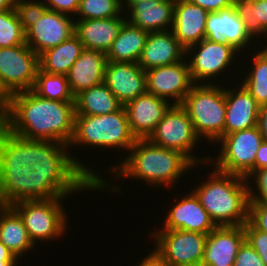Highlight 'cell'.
<instances>
[{"mask_svg": "<svg viewBox=\"0 0 267 266\" xmlns=\"http://www.w3.org/2000/svg\"><path fill=\"white\" fill-rule=\"evenodd\" d=\"M1 124L24 139L69 145L74 135L75 104L43 98L33 90L14 93Z\"/></svg>", "mask_w": 267, "mask_h": 266, "instance_id": "obj_1", "label": "cell"}, {"mask_svg": "<svg viewBox=\"0 0 267 266\" xmlns=\"http://www.w3.org/2000/svg\"><path fill=\"white\" fill-rule=\"evenodd\" d=\"M68 147L58 141L33 140L32 169L40 176H48V179L67 197L73 192H82L83 189L103 191L106 188L107 190V186L118 193L120 187L106 183V179L93 171L95 169L91 170L71 156Z\"/></svg>", "mask_w": 267, "mask_h": 266, "instance_id": "obj_2", "label": "cell"}, {"mask_svg": "<svg viewBox=\"0 0 267 266\" xmlns=\"http://www.w3.org/2000/svg\"><path fill=\"white\" fill-rule=\"evenodd\" d=\"M109 170L118 177L141 179L149 186H174L178 179L195 165L182 152L136 139L124 161ZM167 185V186H166Z\"/></svg>", "mask_w": 267, "mask_h": 266, "instance_id": "obj_3", "label": "cell"}, {"mask_svg": "<svg viewBox=\"0 0 267 266\" xmlns=\"http://www.w3.org/2000/svg\"><path fill=\"white\" fill-rule=\"evenodd\" d=\"M213 171L207 182L202 181L192 192L216 227L243 226L248 221L250 180L217 169Z\"/></svg>", "mask_w": 267, "mask_h": 266, "instance_id": "obj_4", "label": "cell"}, {"mask_svg": "<svg viewBox=\"0 0 267 266\" xmlns=\"http://www.w3.org/2000/svg\"><path fill=\"white\" fill-rule=\"evenodd\" d=\"M181 106L187 112L196 135L216 143L224 136L225 88L218 84H194ZM216 141V142H215Z\"/></svg>", "mask_w": 267, "mask_h": 266, "instance_id": "obj_5", "label": "cell"}, {"mask_svg": "<svg viewBox=\"0 0 267 266\" xmlns=\"http://www.w3.org/2000/svg\"><path fill=\"white\" fill-rule=\"evenodd\" d=\"M135 141L123 106L104 115H75L74 135L68 146L118 147L129 151Z\"/></svg>", "mask_w": 267, "mask_h": 266, "instance_id": "obj_6", "label": "cell"}, {"mask_svg": "<svg viewBox=\"0 0 267 266\" xmlns=\"http://www.w3.org/2000/svg\"><path fill=\"white\" fill-rule=\"evenodd\" d=\"M66 197L25 200L11 207L22 218L33 244L62 237L67 229V214L61 201Z\"/></svg>", "mask_w": 267, "mask_h": 266, "instance_id": "obj_7", "label": "cell"}, {"mask_svg": "<svg viewBox=\"0 0 267 266\" xmlns=\"http://www.w3.org/2000/svg\"><path fill=\"white\" fill-rule=\"evenodd\" d=\"M66 197L49 179L31 166L0 167V205L25 200Z\"/></svg>", "mask_w": 267, "mask_h": 266, "instance_id": "obj_8", "label": "cell"}, {"mask_svg": "<svg viewBox=\"0 0 267 266\" xmlns=\"http://www.w3.org/2000/svg\"><path fill=\"white\" fill-rule=\"evenodd\" d=\"M264 139L257 126L222 136L215 169L247 179L255 171L256 153ZM214 164V165H213Z\"/></svg>", "mask_w": 267, "mask_h": 266, "instance_id": "obj_9", "label": "cell"}, {"mask_svg": "<svg viewBox=\"0 0 267 266\" xmlns=\"http://www.w3.org/2000/svg\"><path fill=\"white\" fill-rule=\"evenodd\" d=\"M147 139L158 146L182 152L195 165H202V162L206 166V163L213 162L211 157L198 159V156L195 158L194 153L192 154L200 138L181 105H171Z\"/></svg>", "mask_w": 267, "mask_h": 266, "instance_id": "obj_10", "label": "cell"}, {"mask_svg": "<svg viewBox=\"0 0 267 266\" xmlns=\"http://www.w3.org/2000/svg\"><path fill=\"white\" fill-rule=\"evenodd\" d=\"M153 233L156 247L152 251L165 266H201L207 234L158 229Z\"/></svg>", "mask_w": 267, "mask_h": 266, "instance_id": "obj_11", "label": "cell"}, {"mask_svg": "<svg viewBox=\"0 0 267 266\" xmlns=\"http://www.w3.org/2000/svg\"><path fill=\"white\" fill-rule=\"evenodd\" d=\"M39 56L26 43L0 48V83L9 95L32 90Z\"/></svg>", "mask_w": 267, "mask_h": 266, "instance_id": "obj_12", "label": "cell"}, {"mask_svg": "<svg viewBox=\"0 0 267 266\" xmlns=\"http://www.w3.org/2000/svg\"><path fill=\"white\" fill-rule=\"evenodd\" d=\"M191 52L193 53L191 54ZM236 52L239 51L230 44L211 42L207 39L188 47L186 56H190L189 53L193 56L189 57L190 60L187 58V61L189 62L190 75L194 84H200L203 81V84H211L208 81L209 79L212 80L211 78L216 77V75L218 77L219 73L223 74L227 68L233 65V60H236L234 57L238 58L235 56Z\"/></svg>", "mask_w": 267, "mask_h": 266, "instance_id": "obj_13", "label": "cell"}, {"mask_svg": "<svg viewBox=\"0 0 267 266\" xmlns=\"http://www.w3.org/2000/svg\"><path fill=\"white\" fill-rule=\"evenodd\" d=\"M185 60L145 71L146 91L169 102V98L174 99L172 105H181L194 85Z\"/></svg>", "mask_w": 267, "mask_h": 266, "instance_id": "obj_14", "label": "cell"}, {"mask_svg": "<svg viewBox=\"0 0 267 266\" xmlns=\"http://www.w3.org/2000/svg\"><path fill=\"white\" fill-rule=\"evenodd\" d=\"M75 19L47 9L44 15L25 31L27 46L38 56L45 50L66 41L74 34Z\"/></svg>", "mask_w": 267, "mask_h": 266, "instance_id": "obj_15", "label": "cell"}, {"mask_svg": "<svg viewBox=\"0 0 267 266\" xmlns=\"http://www.w3.org/2000/svg\"><path fill=\"white\" fill-rule=\"evenodd\" d=\"M104 84L125 105L146 92V74L138 63L107 61Z\"/></svg>", "mask_w": 267, "mask_h": 266, "instance_id": "obj_16", "label": "cell"}, {"mask_svg": "<svg viewBox=\"0 0 267 266\" xmlns=\"http://www.w3.org/2000/svg\"><path fill=\"white\" fill-rule=\"evenodd\" d=\"M170 103L146 91L124 105L130 130L136 139L150 136L172 105Z\"/></svg>", "mask_w": 267, "mask_h": 266, "instance_id": "obj_17", "label": "cell"}, {"mask_svg": "<svg viewBox=\"0 0 267 266\" xmlns=\"http://www.w3.org/2000/svg\"><path fill=\"white\" fill-rule=\"evenodd\" d=\"M245 241L243 226L216 227L207 234L202 266H232Z\"/></svg>", "mask_w": 267, "mask_h": 266, "instance_id": "obj_18", "label": "cell"}, {"mask_svg": "<svg viewBox=\"0 0 267 266\" xmlns=\"http://www.w3.org/2000/svg\"><path fill=\"white\" fill-rule=\"evenodd\" d=\"M205 39L211 42H225L241 52L246 49L252 38L248 35L244 23L235 7L231 6L217 12H209L206 19Z\"/></svg>", "mask_w": 267, "mask_h": 266, "instance_id": "obj_19", "label": "cell"}, {"mask_svg": "<svg viewBox=\"0 0 267 266\" xmlns=\"http://www.w3.org/2000/svg\"><path fill=\"white\" fill-rule=\"evenodd\" d=\"M164 223L161 230H185L209 234L216 228L192 191L178 200L171 210H168Z\"/></svg>", "mask_w": 267, "mask_h": 266, "instance_id": "obj_20", "label": "cell"}, {"mask_svg": "<svg viewBox=\"0 0 267 266\" xmlns=\"http://www.w3.org/2000/svg\"><path fill=\"white\" fill-rule=\"evenodd\" d=\"M186 49L170 30L149 32L138 65L144 70L183 61Z\"/></svg>", "mask_w": 267, "mask_h": 266, "instance_id": "obj_21", "label": "cell"}, {"mask_svg": "<svg viewBox=\"0 0 267 266\" xmlns=\"http://www.w3.org/2000/svg\"><path fill=\"white\" fill-rule=\"evenodd\" d=\"M234 89L225 88L224 136L257 126L260 112V105L242 83Z\"/></svg>", "mask_w": 267, "mask_h": 266, "instance_id": "obj_22", "label": "cell"}, {"mask_svg": "<svg viewBox=\"0 0 267 266\" xmlns=\"http://www.w3.org/2000/svg\"><path fill=\"white\" fill-rule=\"evenodd\" d=\"M208 13L188 0H175L171 31L185 49L205 39Z\"/></svg>", "mask_w": 267, "mask_h": 266, "instance_id": "obj_23", "label": "cell"}, {"mask_svg": "<svg viewBox=\"0 0 267 266\" xmlns=\"http://www.w3.org/2000/svg\"><path fill=\"white\" fill-rule=\"evenodd\" d=\"M106 64L104 52L83 49L66 75L71 94L75 97L84 90L104 83Z\"/></svg>", "mask_w": 267, "mask_h": 266, "instance_id": "obj_24", "label": "cell"}, {"mask_svg": "<svg viewBox=\"0 0 267 266\" xmlns=\"http://www.w3.org/2000/svg\"><path fill=\"white\" fill-rule=\"evenodd\" d=\"M124 16L104 19L75 20L74 33L84 49L107 52L126 21Z\"/></svg>", "mask_w": 267, "mask_h": 266, "instance_id": "obj_25", "label": "cell"}, {"mask_svg": "<svg viewBox=\"0 0 267 266\" xmlns=\"http://www.w3.org/2000/svg\"><path fill=\"white\" fill-rule=\"evenodd\" d=\"M175 0L142 1L134 3L126 20L147 32L170 30L174 18ZM169 27V28H168Z\"/></svg>", "mask_w": 267, "mask_h": 266, "instance_id": "obj_26", "label": "cell"}, {"mask_svg": "<svg viewBox=\"0 0 267 266\" xmlns=\"http://www.w3.org/2000/svg\"><path fill=\"white\" fill-rule=\"evenodd\" d=\"M0 241L18 260L36 246L30 240L22 218L11 206L0 205Z\"/></svg>", "mask_w": 267, "mask_h": 266, "instance_id": "obj_27", "label": "cell"}, {"mask_svg": "<svg viewBox=\"0 0 267 266\" xmlns=\"http://www.w3.org/2000/svg\"><path fill=\"white\" fill-rule=\"evenodd\" d=\"M148 34L126 20L106 54L107 61L138 63Z\"/></svg>", "mask_w": 267, "mask_h": 266, "instance_id": "obj_28", "label": "cell"}, {"mask_svg": "<svg viewBox=\"0 0 267 266\" xmlns=\"http://www.w3.org/2000/svg\"><path fill=\"white\" fill-rule=\"evenodd\" d=\"M83 49L82 43L74 33L66 41L39 55V69L50 74L66 76Z\"/></svg>", "mask_w": 267, "mask_h": 266, "instance_id": "obj_29", "label": "cell"}, {"mask_svg": "<svg viewBox=\"0 0 267 266\" xmlns=\"http://www.w3.org/2000/svg\"><path fill=\"white\" fill-rule=\"evenodd\" d=\"M74 104L75 115H104L124 106L104 83L80 92Z\"/></svg>", "mask_w": 267, "mask_h": 266, "instance_id": "obj_30", "label": "cell"}, {"mask_svg": "<svg viewBox=\"0 0 267 266\" xmlns=\"http://www.w3.org/2000/svg\"><path fill=\"white\" fill-rule=\"evenodd\" d=\"M33 140L10 133L0 123V167H32Z\"/></svg>", "mask_w": 267, "mask_h": 266, "instance_id": "obj_31", "label": "cell"}, {"mask_svg": "<svg viewBox=\"0 0 267 266\" xmlns=\"http://www.w3.org/2000/svg\"><path fill=\"white\" fill-rule=\"evenodd\" d=\"M233 6L252 39L254 36H266L267 0H233Z\"/></svg>", "mask_w": 267, "mask_h": 266, "instance_id": "obj_32", "label": "cell"}, {"mask_svg": "<svg viewBox=\"0 0 267 266\" xmlns=\"http://www.w3.org/2000/svg\"><path fill=\"white\" fill-rule=\"evenodd\" d=\"M38 96L61 102H74V96L69 89L65 75L50 74L38 69L32 89Z\"/></svg>", "mask_w": 267, "mask_h": 266, "instance_id": "obj_33", "label": "cell"}, {"mask_svg": "<svg viewBox=\"0 0 267 266\" xmlns=\"http://www.w3.org/2000/svg\"><path fill=\"white\" fill-rule=\"evenodd\" d=\"M252 58V70L244 77L242 84L262 106L267 104V53L261 48Z\"/></svg>", "mask_w": 267, "mask_h": 266, "instance_id": "obj_34", "label": "cell"}, {"mask_svg": "<svg viewBox=\"0 0 267 266\" xmlns=\"http://www.w3.org/2000/svg\"><path fill=\"white\" fill-rule=\"evenodd\" d=\"M122 0H80L77 20L104 19L122 16Z\"/></svg>", "mask_w": 267, "mask_h": 266, "instance_id": "obj_35", "label": "cell"}, {"mask_svg": "<svg viewBox=\"0 0 267 266\" xmlns=\"http://www.w3.org/2000/svg\"><path fill=\"white\" fill-rule=\"evenodd\" d=\"M26 43L25 31L15 8L0 12V48Z\"/></svg>", "mask_w": 267, "mask_h": 266, "instance_id": "obj_36", "label": "cell"}, {"mask_svg": "<svg viewBox=\"0 0 267 266\" xmlns=\"http://www.w3.org/2000/svg\"><path fill=\"white\" fill-rule=\"evenodd\" d=\"M14 8L24 31L36 23L48 9L41 0H16Z\"/></svg>", "mask_w": 267, "mask_h": 266, "instance_id": "obj_37", "label": "cell"}, {"mask_svg": "<svg viewBox=\"0 0 267 266\" xmlns=\"http://www.w3.org/2000/svg\"><path fill=\"white\" fill-rule=\"evenodd\" d=\"M245 240L257 252L259 257L267 266V233L255 229L248 221L243 225Z\"/></svg>", "mask_w": 267, "mask_h": 266, "instance_id": "obj_38", "label": "cell"}, {"mask_svg": "<svg viewBox=\"0 0 267 266\" xmlns=\"http://www.w3.org/2000/svg\"><path fill=\"white\" fill-rule=\"evenodd\" d=\"M253 178V182L255 181L256 189L251 184L249 185V202H258L267 204V168H262L259 170H255L247 180H251ZM255 178V180H254ZM254 188V191H253ZM258 192V193H257Z\"/></svg>", "mask_w": 267, "mask_h": 266, "instance_id": "obj_39", "label": "cell"}, {"mask_svg": "<svg viewBox=\"0 0 267 266\" xmlns=\"http://www.w3.org/2000/svg\"><path fill=\"white\" fill-rule=\"evenodd\" d=\"M248 222L255 229L267 233V204L249 202Z\"/></svg>", "mask_w": 267, "mask_h": 266, "instance_id": "obj_40", "label": "cell"}, {"mask_svg": "<svg viewBox=\"0 0 267 266\" xmlns=\"http://www.w3.org/2000/svg\"><path fill=\"white\" fill-rule=\"evenodd\" d=\"M232 266H265L262 259L252 246L245 240L239 247L235 262Z\"/></svg>", "mask_w": 267, "mask_h": 266, "instance_id": "obj_41", "label": "cell"}, {"mask_svg": "<svg viewBox=\"0 0 267 266\" xmlns=\"http://www.w3.org/2000/svg\"><path fill=\"white\" fill-rule=\"evenodd\" d=\"M50 10L67 15H77L80 0H42ZM69 13V14H68Z\"/></svg>", "mask_w": 267, "mask_h": 266, "instance_id": "obj_42", "label": "cell"}, {"mask_svg": "<svg viewBox=\"0 0 267 266\" xmlns=\"http://www.w3.org/2000/svg\"><path fill=\"white\" fill-rule=\"evenodd\" d=\"M208 12H217L233 6V0H188Z\"/></svg>", "mask_w": 267, "mask_h": 266, "instance_id": "obj_43", "label": "cell"}, {"mask_svg": "<svg viewBox=\"0 0 267 266\" xmlns=\"http://www.w3.org/2000/svg\"><path fill=\"white\" fill-rule=\"evenodd\" d=\"M267 168V141L263 140L255 157V170Z\"/></svg>", "mask_w": 267, "mask_h": 266, "instance_id": "obj_44", "label": "cell"}, {"mask_svg": "<svg viewBox=\"0 0 267 266\" xmlns=\"http://www.w3.org/2000/svg\"><path fill=\"white\" fill-rule=\"evenodd\" d=\"M10 106V95L0 83V123L6 118Z\"/></svg>", "mask_w": 267, "mask_h": 266, "instance_id": "obj_45", "label": "cell"}, {"mask_svg": "<svg viewBox=\"0 0 267 266\" xmlns=\"http://www.w3.org/2000/svg\"><path fill=\"white\" fill-rule=\"evenodd\" d=\"M257 127L262 138L267 141V104L260 106Z\"/></svg>", "mask_w": 267, "mask_h": 266, "instance_id": "obj_46", "label": "cell"}, {"mask_svg": "<svg viewBox=\"0 0 267 266\" xmlns=\"http://www.w3.org/2000/svg\"><path fill=\"white\" fill-rule=\"evenodd\" d=\"M138 266H165L160 258L152 251L146 258H143Z\"/></svg>", "mask_w": 267, "mask_h": 266, "instance_id": "obj_47", "label": "cell"}, {"mask_svg": "<svg viewBox=\"0 0 267 266\" xmlns=\"http://www.w3.org/2000/svg\"><path fill=\"white\" fill-rule=\"evenodd\" d=\"M0 260H18L14 254L0 241Z\"/></svg>", "mask_w": 267, "mask_h": 266, "instance_id": "obj_48", "label": "cell"}, {"mask_svg": "<svg viewBox=\"0 0 267 266\" xmlns=\"http://www.w3.org/2000/svg\"><path fill=\"white\" fill-rule=\"evenodd\" d=\"M16 0H0V12L13 9Z\"/></svg>", "mask_w": 267, "mask_h": 266, "instance_id": "obj_49", "label": "cell"}, {"mask_svg": "<svg viewBox=\"0 0 267 266\" xmlns=\"http://www.w3.org/2000/svg\"><path fill=\"white\" fill-rule=\"evenodd\" d=\"M142 1H150V0H122V8H124V6L127 5L126 8L129 9L134 3L142 2ZM155 1H162V0H155Z\"/></svg>", "mask_w": 267, "mask_h": 266, "instance_id": "obj_50", "label": "cell"}, {"mask_svg": "<svg viewBox=\"0 0 267 266\" xmlns=\"http://www.w3.org/2000/svg\"><path fill=\"white\" fill-rule=\"evenodd\" d=\"M19 260H0V266H17Z\"/></svg>", "mask_w": 267, "mask_h": 266, "instance_id": "obj_51", "label": "cell"}, {"mask_svg": "<svg viewBox=\"0 0 267 266\" xmlns=\"http://www.w3.org/2000/svg\"><path fill=\"white\" fill-rule=\"evenodd\" d=\"M266 37H267V34H266ZM263 51H264L265 53H267V46L263 49Z\"/></svg>", "mask_w": 267, "mask_h": 266, "instance_id": "obj_52", "label": "cell"}]
</instances>
